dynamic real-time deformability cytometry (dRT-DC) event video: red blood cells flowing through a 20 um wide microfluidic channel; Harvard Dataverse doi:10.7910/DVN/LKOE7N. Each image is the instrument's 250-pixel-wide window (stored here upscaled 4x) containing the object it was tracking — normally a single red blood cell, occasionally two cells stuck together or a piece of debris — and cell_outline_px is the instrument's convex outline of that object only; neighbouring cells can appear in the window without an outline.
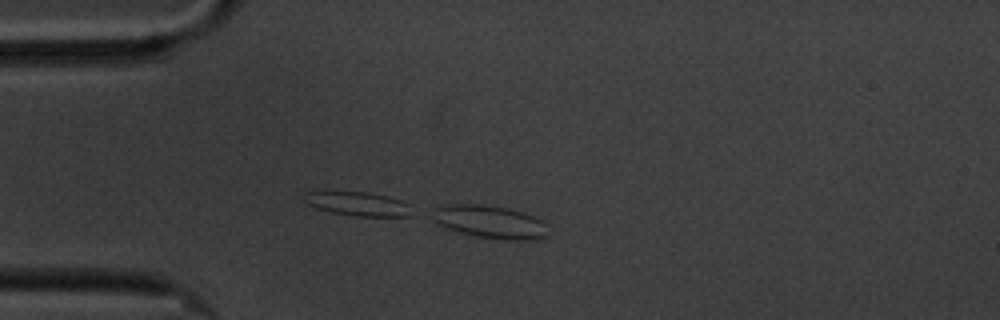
{"species": "common noctule bat (a hibernating species)", "species_latin": "Nyctalus noctula", "temperature_condition": "cold", "stored_images_in_passage": 12, "camera_frame_rate_fps": 3000, "um_per_image_px": 0.085, "animal": {"sex": "male", "body_mass_g": 20.1, "forearm_length_mm": 53.5}, "frame": {"image": 1, "passage_image": 12, "time_ms": 3.667, "image_size_px": [1000, 320], "cell_outline_px": [[548, 236], [540, 240], [508, 240], [476, 236], [444, 228], [436, 224], [432, 220], [436, 208], [444, 204], [480, 204], [508, 208], [524, 212], [544, 220]], "centroid_in_image_um": [41.68, 18.86], "position_along_channel_um": 43.3, "area_um2": 22.48}}